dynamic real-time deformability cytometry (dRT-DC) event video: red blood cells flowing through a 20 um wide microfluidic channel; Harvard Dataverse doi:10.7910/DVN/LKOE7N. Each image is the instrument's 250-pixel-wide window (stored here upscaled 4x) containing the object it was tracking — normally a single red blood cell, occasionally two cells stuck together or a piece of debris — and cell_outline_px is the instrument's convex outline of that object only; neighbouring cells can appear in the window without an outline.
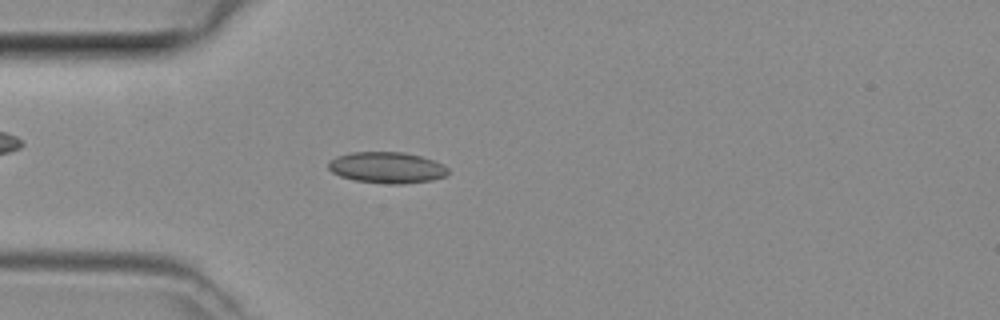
{"species": "common noctule bat (a hibernating species)", "species_latin": "Nyctalus noctula", "temperature_condition": "room temperature", "stored_images_in_passage": 41, "camera_frame_rate_fps": 3000, "um_per_image_px": 0.085, "animal": {"sex": "female", "body_mass_g": 29.2, "forearm_length_mm": 56.3}, "frame": {"image": 1, "passage_image": 8, "time_ms": 2.333, "image_size_px": [1000, 320], "cell_outline_px": [[448, 176], [432, 180], [400, 184], [388, 184], [356, 180], [340, 176], [332, 172], [328, 168], [328, 164], [336, 156], [352, 152], [404, 152], [420, 156], [444, 164], [448, 168]], "centroid_in_image_um": [32.91, 14.24], "position_along_channel_um": 52.1, "area_um2": 21.73}}
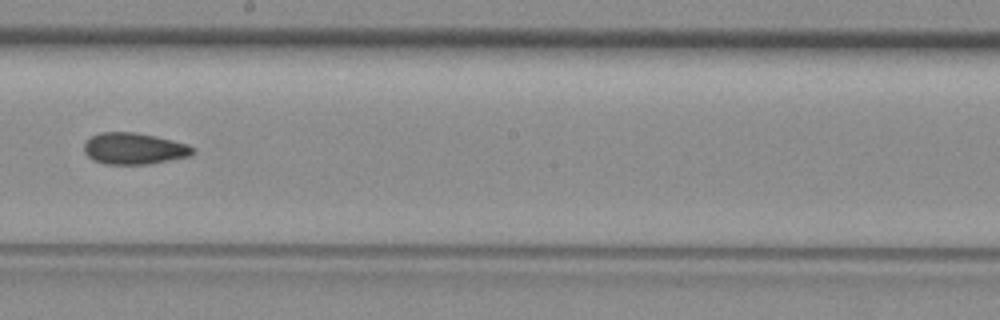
{"frame": {"image": 2, "passage_image": 21, "time_ms": 6.667, "image_size_px": [1000, 320], "cell_outline_px": [[196, 148], [188, 156], [148, 164], [104, 164], [92, 160], [84, 152], [84, 144], [92, 136], [100, 132], [132, 132], [156, 136], [188, 144]], "centroid_in_image_um": [11.37, 12.63], "position_along_channel_um": 236.8, "area_um2": 19.83}}
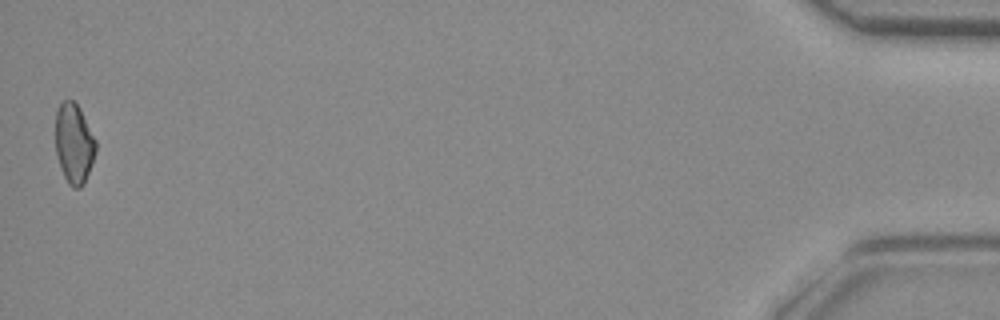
{"frame": {"image": 3, "passage_image": 41, "time_ms": 13.333, "image_size_px": [1000, 320], "cell_outline_px": [[96, 152], [92, 164], [84, 184], [80, 188], [72, 188], [68, 184], [64, 176], [56, 152], [56, 112], [60, 104], [64, 100], [72, 100], [80, 108], [96, 140]], "centroid_in_image_um": [6.31, 12.21], "position_along_channel_um": 428.9, "area_um2": 18.73}}